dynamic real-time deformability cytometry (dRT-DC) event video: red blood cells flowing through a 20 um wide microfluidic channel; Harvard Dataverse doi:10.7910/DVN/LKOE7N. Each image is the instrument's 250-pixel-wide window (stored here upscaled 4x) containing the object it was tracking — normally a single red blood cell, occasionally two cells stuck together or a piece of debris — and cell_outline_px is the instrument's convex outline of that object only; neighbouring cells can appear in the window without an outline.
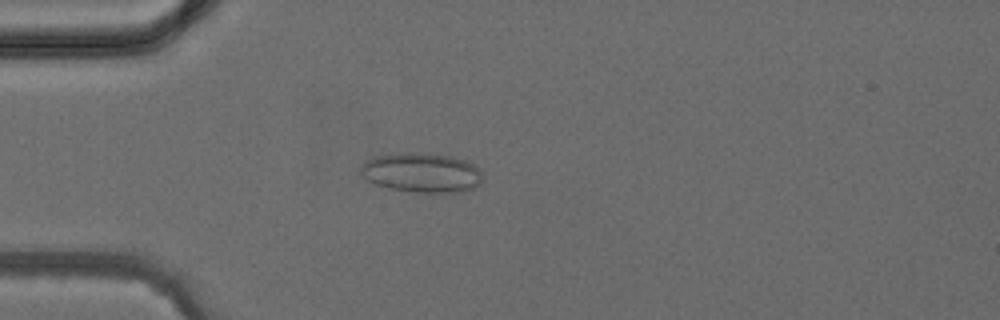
{"species": "common noctule bat (a hibernating species)", "species_latin": "Nyctalus noctula", "temperature_condition": "cold", "stored_images_in_passage": 2, "camera_frame_rate_fps": 3000, "um_per_image_px": 0.085, "animal": {"sex": "female", "body_mass_g": 24.6, "forearm_length_mm": 56.2}, "frame": {"image": 1, "passage_image": 2, "time_ms": 2.0, "image_size_px": [1000, 320], "cell_outline_px": [[484, 180], [480, 184], [464, 192], [412, 192], [388, 188], [376, 184], [368, 180], [360, 172], [360, 168], [364, 160], [372, 156], [404, 152], [428, 152], [452, 156], [464, 160], [480, 168], [484, 176]], "centroid_in_image_um": [35.86, 14.66], "position_along_channel_um": 49.1, "area_um2": 28.73}}